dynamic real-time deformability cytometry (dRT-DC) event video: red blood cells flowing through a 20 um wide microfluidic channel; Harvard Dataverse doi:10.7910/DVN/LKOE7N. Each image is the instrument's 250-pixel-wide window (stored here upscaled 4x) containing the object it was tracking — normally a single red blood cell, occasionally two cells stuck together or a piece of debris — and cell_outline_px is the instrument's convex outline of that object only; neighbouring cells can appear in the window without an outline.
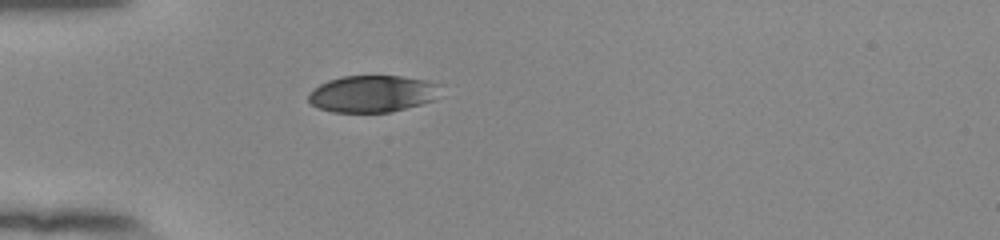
{"species": "human", "species_latin": "Homo sapiens", "temperature_condition": "room temperature", "stored_images_in_passage": 38, "camera_frame_rate_fps": 3000, "um_per_image_px": 0.085, "donor": {"sex": "female"}, "frame": {"image": 1, "passage_image": 1, "time_ms": 0.0, "image_size_px": [1000, 240], "cell_outline_px": [[440, 84], [432, 100], [420, 104], [392, 112], [332, 112], [320, 108], [312, 104], [308, 100], [308, 96], [320, 84], [328, 80], [344, 76], [400, 76], [428, 80]], "centroid_in_image_um": [31.64, 7.97], "position_along_channel_um": 53.4, "area_um2": 27.98}}
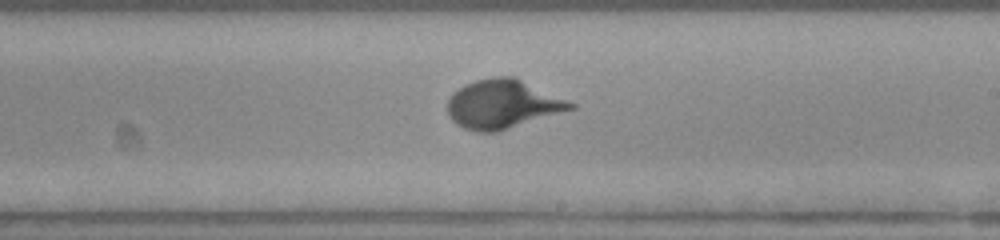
{"frame": {"image": 2, "passage_image": 17, "time_ms": 5.333, "image_size_px": [1000, 240], "cell_outline_px": [[576, 108], [496, 132], [476, 132], [464, 128], [456, 124], [448, 116], [448, 100], [452, 92], [464, 84], [476, 80], [496, 76], [512, 76], [576, 104]], "centroid_in_image_um": [42.68, 8.86], "position_along_channel_um": 246.3, "area_um2": 34.74}}
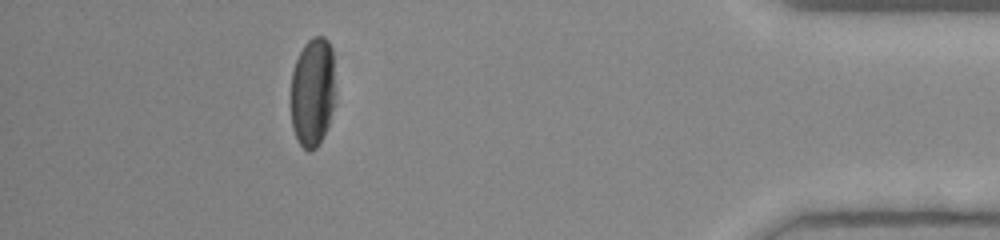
{"frame": {"image": 3, "passage_image": 33, "time_ms": 10.667, "image_size_px": [1000, 240], "cell_outline_px": [[336, 92], [328, 124], [316, 148], [308, 152], [296, 140], [292, 128], [292, 72], [296, 60], [304, 44], [312, 36], [324, 36], [328, 40], [332, 52]], "centroid_in_image_um": [26.58, 7.8], "position_along_channel_um": 408.6, "area_um2": 28.38}}